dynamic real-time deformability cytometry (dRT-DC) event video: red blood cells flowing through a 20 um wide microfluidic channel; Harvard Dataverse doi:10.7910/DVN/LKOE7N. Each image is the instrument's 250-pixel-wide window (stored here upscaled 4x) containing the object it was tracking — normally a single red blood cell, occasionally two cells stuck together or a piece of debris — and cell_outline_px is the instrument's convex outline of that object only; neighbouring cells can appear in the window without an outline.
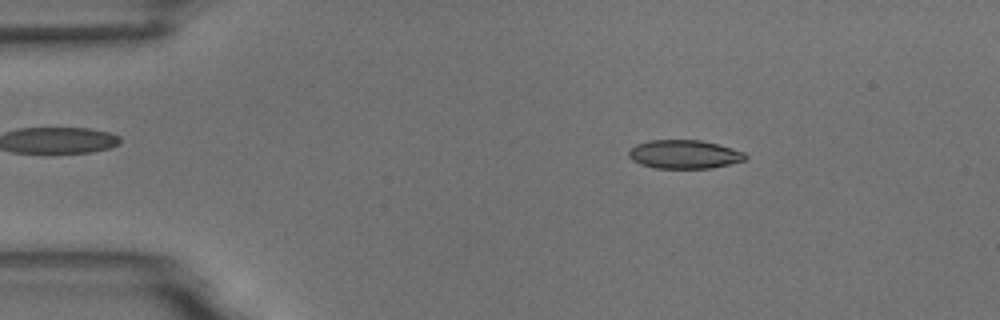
{"species": "common noctule bat (a hibernating species)", "species_latin": "Nyctalus noctula", "temperature_condition": "room temperature", "stored_images_in_passage": 4, "segment_of_instrument_passage": [1, 2], "camera_frame_rate_fps": 3000, "um_per_image_px": 0.085, "animal": {"sex": "male", "body_mass_g": 18.8}, "frame": {"image": 1, "passage_image": 1, "time_ms": 0.0, "image_size_px": [1000, 320], "cell_outline_px": [[748, 156], [744, 160], [712, 168], [656, 168], [640, 164], [632, 160], [628, 156], [628, 152], [636, 144], [648, 140], [700, 140], [720, 144], [744, 152]], "centroid_in_image_um": [58.16, 13.11], "position_along_channel_um": 26.8, "area_um2": 19.48}}